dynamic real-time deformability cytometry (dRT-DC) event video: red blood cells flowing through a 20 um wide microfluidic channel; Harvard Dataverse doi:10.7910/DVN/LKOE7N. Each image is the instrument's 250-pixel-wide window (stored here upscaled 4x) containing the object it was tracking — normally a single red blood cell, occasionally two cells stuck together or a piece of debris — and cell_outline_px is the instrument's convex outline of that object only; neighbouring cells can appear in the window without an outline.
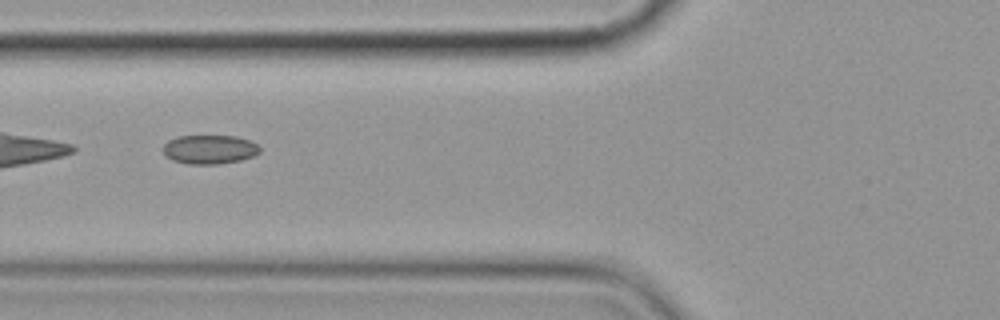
{"species": "common noctule bat (a hibernating species)", "species_latin": "Nyctalus noctula", "temperature_condition": "cold", "stored_images_in_passage": 7, "camera_frame_rate_fps": 3000, "um_per_image_px": 0.085, "animal": {"sex": "female", "body_mass_g": 19.9}, "frame": {"image": 1, "passage_image": 7, "time_ms": 7.0, "image_size_px": [1000, 320], "cell_outline_px": [[260, 152], [252, 156], [240, 160], [216, 164], [188, 164], [172, 160], [164, 152], [164, 144], [168, 140], [180, 136], [236, 136], [248, 140], [256, 144], [260, 148]], "centroid_in_image_um": [17.81, 12.7], "position_along_channel_um": 108.0, "area_um2": 16.13}}